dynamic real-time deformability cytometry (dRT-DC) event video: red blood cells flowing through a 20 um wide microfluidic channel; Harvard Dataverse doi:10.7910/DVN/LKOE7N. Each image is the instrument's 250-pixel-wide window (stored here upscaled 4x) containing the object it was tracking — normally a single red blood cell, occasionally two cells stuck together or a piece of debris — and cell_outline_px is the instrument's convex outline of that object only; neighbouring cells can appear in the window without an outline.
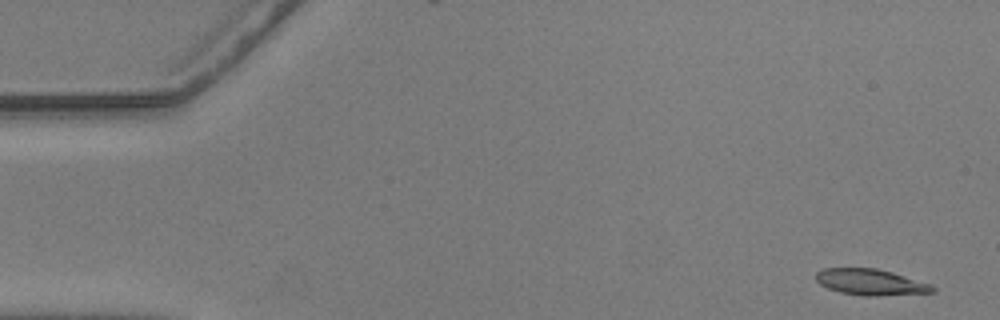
{"species": "common noctule bat (a hibernating species)", "species_latin": "Nyctalus noctula", "temperature_condition": "warm", "stored_images_in_passage": 54, "camera_frame_rate_fps": 3000, "um_per_image_px": 0.085, "animal": {"sex": "male", "body_mass_g": 20.5, "forearm_length_mm": 52.5}, "frame": {"image": 1, "passage_image": 1, "time_ms": 0.0, "image_size_px": [1000, 320], "cell_outline_px": [[936, 292], [876, 296], [864, 296], [840, 292], [828, 288], [820, 284], [816, 280], [816, 272], [824, 268], [876, 268], [892, 272], [932, 284], [936, 288]], "centroid_in_image_um": [74.03, 23.98], "position_along_channel_um": 11.0, "area_um2": 17.8}}
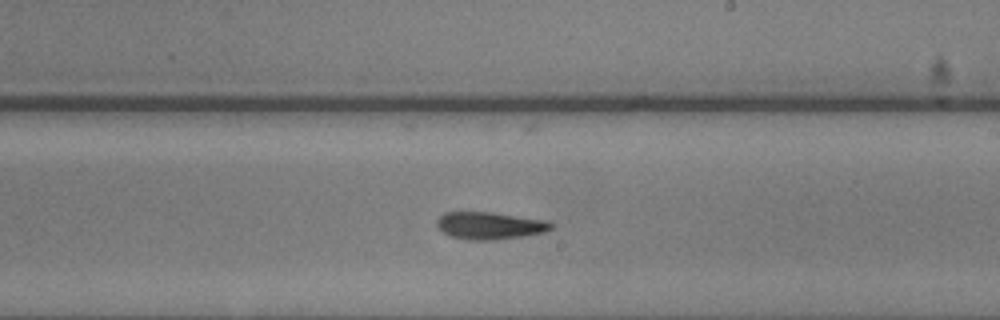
{"frame": {"image": 2, "passage_image": 31, "time_ms": 10.0, "image_size_px": [1000, 320], "cell_outline_px": [[556, 224], [552, 228], [544, 232], [524, 236], [496, 240], [468, 240], [452, 236], [444, 232], [436, 224], [436, 220], [444, 212], [492, 212], [548, 220]], "centroid_in_image_um": [41.68, 19.17], "position_along_channel_um": 247.3, "area_um2": 18.32}}
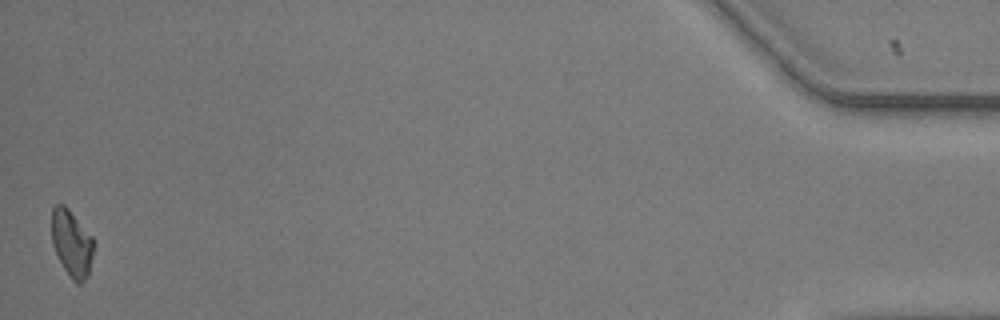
{"frame": {"image": 3, "passage_image": 54, "time_ms": 17.667, "image_size_px": [1000, 320], "cell_outline_px": [[96, 244], [88, 276], [80, 284], [76, 284], [72, 280], [64, 268], [52, 244], [52, 208], [56, 204], [64, 204], [68, 208], [92, 236]], "centroid_in_image_um": [6.13, 20.69], "position_along_channel_um": 429.1, "area_um2": 16.47}}